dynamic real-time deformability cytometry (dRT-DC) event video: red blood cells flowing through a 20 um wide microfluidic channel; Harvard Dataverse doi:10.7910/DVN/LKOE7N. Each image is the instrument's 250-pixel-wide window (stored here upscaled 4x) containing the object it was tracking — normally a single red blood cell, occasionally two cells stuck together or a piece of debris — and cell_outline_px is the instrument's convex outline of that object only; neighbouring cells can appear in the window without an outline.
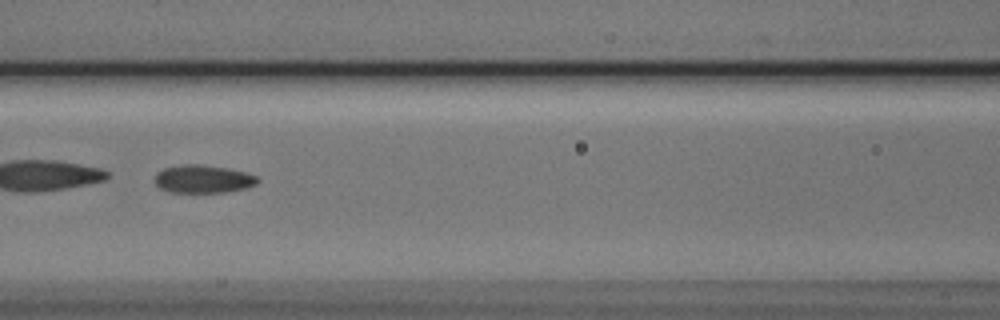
{"species": "Egyptian fruit bat (a non-hibernating species)", "species_latin": "Rousettus aegyptiacus", "temperature_condition": "cold", "stored_images_in_passage": 8, "camera_frame_rate_fps": 3000, "um_per_image_px": 0.085, "animal": {"sex": "male"}, "frame": {"image": 1, "passage_image": 6, "time_ms": 1.667, "image_size_px": [1000, 320], "cell_outline_px": [[260, 180], [256, 184], [248, 188], [224, 192], [172, 192], [160, 188], [156, 184], [156, 172], [164, 168], [180, 164], [196, 164], [228, 168], [244, 172], [256, 176]], "centroid_in_image_um": [17.27, 15.21], "position_along_channel_um": 149.3, "area_um2": 16.7}}
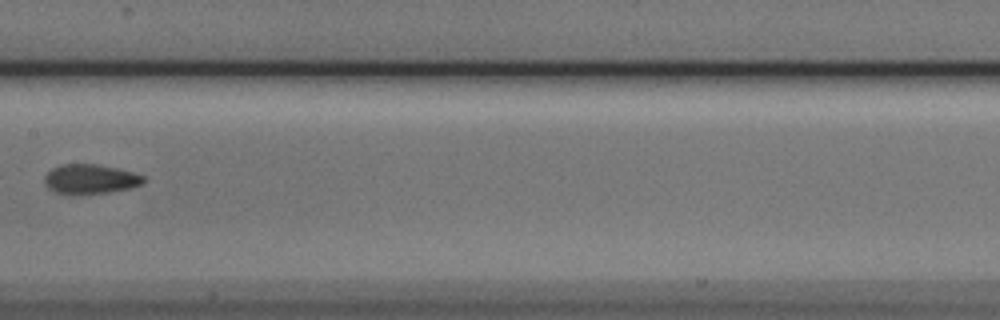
{"frame": {"image": 2, "passage_image": 7, "time_ms": 2.0, "image_size_px": [1000, 320], "cell_outline_px": [[148, 180], [144, 184], [132, 188], [108, 192], [68, 196], [56, 192], [48, 188], [44, 184], [44, 176], [52, 168], [60, 164], [96, 164], [116, 168], [132, 172], [144, 176]], "centroid_in_image_um": [7.67, 15.24], "position_along_channel_um": 199.7, "area_um2": 17.51}}
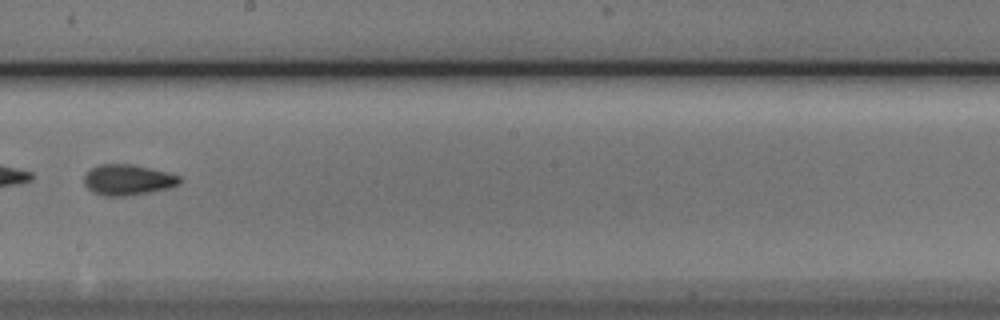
{"frame": {"image": 3, "passage_image": 8, "time_ms": 2.333, "image_size_px": [1000, 320], "cell_outline_px": [[184, 180], [180, 184], [168, 188], [152, 192], [124, 196], [104, 196], [92, 192], [84, 184], [84, 176], [92, 168], [100, 164], [132, 164], [168, 172], [180, 176]], "centroid_in_image_um": [10.9, 15.29], "position_along_channel_um": 237.3, "area_um2": 17.22}}